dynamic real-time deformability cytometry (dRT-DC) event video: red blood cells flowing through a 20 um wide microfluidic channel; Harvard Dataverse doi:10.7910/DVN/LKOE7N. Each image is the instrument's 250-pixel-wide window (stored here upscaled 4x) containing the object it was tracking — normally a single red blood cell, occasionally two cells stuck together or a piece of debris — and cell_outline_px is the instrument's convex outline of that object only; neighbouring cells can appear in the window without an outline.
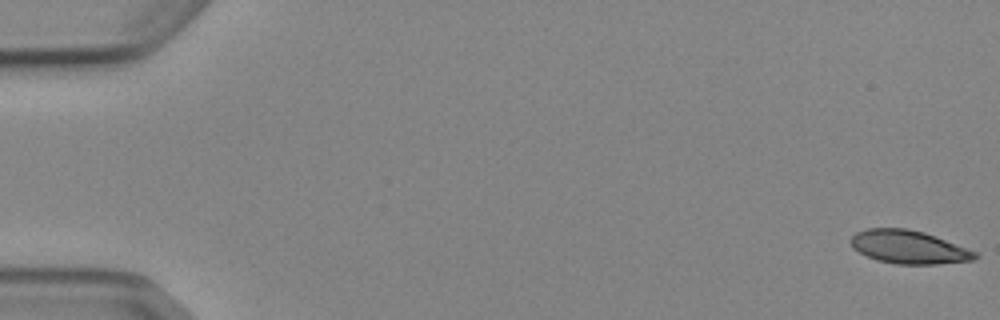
{"species": "Egyptian fruit bat (a non-hibernating species)", "species_latin": "Rousettus aegyptiacus", "temperature_condition": "cold", "stored_images_in_passage": 6, "camera_frame_rate_fps": 3000, "um_per_image_px": 0.085, "animal": {"sex": "female"}, "frame": {"image": 1, "passage_image": 1, "time_ms": 0.0, "image_size_px": [1000, 320], "cell_outline_px": [[980, 256], [976, 260], [936, 264], [896, 264], [876, 260], [852, 248], [848, 240], [856, 232], [868, 228], [904, 228], [924, 232], [976, 252]], "centroid_in_image_um": [77.21, 21.0], "position_along_channel_um": 7.8, "area_um2": 24.04}}